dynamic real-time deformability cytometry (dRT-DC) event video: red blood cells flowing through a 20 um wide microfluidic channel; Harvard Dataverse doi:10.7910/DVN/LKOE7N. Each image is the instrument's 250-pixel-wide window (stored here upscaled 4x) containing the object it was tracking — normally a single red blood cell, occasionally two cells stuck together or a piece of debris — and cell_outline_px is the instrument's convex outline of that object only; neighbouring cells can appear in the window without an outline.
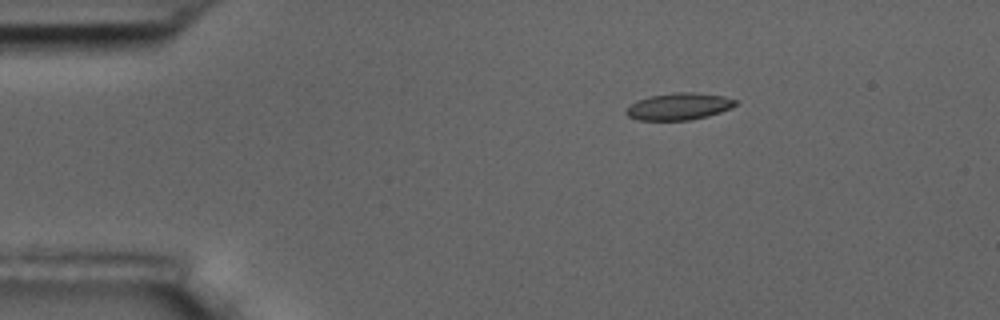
{"species": "common noctule bat (a hibernating species)", "species_latin": "Nyctalus noctula", "temperature_condition": "room temperature", "stored_images_in_passage": 3, "camera_frame_rate_fps": 3000, "um_per_image_px": 0.085, "animal": {"sex": "male", "body_mass_g": 17.5, "forearm_length_mm": 52.3}, "frame": {"image": 1, "passage_image": 1, "time_ms": 0.0, "image_size_px": [1000, 320], "cell_outline_px": [[740, 100], [732, 108], [708, 116], [692, 120], [640, 120], [628, 116], [624, 112], [624, 108], [628, 104], [636, 100], [652, 96], [676, 92], [692, 92], [724, 96]], "centroid_in_image_um": [57.7, 9.05], "position_along_channel_um": 27.3, "area_um2": 17.4}}